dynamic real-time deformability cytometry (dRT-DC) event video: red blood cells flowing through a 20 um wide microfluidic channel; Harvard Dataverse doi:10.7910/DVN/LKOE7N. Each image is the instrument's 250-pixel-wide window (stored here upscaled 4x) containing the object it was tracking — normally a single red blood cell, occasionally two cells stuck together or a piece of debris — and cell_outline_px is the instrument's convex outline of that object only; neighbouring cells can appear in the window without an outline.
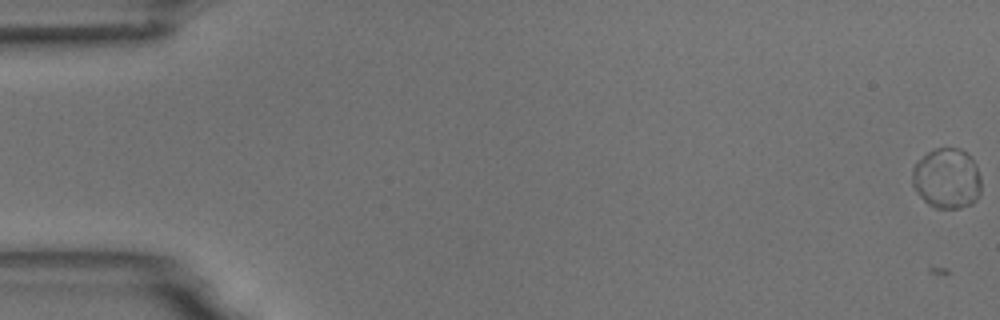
{"species": "common noctule bat (a hibernating species)", "species_latin": "Nyctalus noctula", "temperature_condition": "room temperature", "stored_images_in_passage": 5, "camera_frame_rate_fps": 3000, "um_per_image_px": 0.085, "animal": {"sex": "male", "body_mass_g": 18.8}, "frame": {"image": 1, "passage_image": 1, "time_ms": 0.0, "image_size_px": [1000, 320], "cell_outline_px": [[980, 192], [976, 200], [972, 204], [960, 208], [936, 208], [928, 204], [916, 192], [912, 184], [912, 168], [928, 152], [936, 148], [960, 148], [976, 164], [980, 176]], "centroid_in_image_um": [80.48, 15.19], "position_along_channel_um": 4.5, "area_um2": 24.16}}